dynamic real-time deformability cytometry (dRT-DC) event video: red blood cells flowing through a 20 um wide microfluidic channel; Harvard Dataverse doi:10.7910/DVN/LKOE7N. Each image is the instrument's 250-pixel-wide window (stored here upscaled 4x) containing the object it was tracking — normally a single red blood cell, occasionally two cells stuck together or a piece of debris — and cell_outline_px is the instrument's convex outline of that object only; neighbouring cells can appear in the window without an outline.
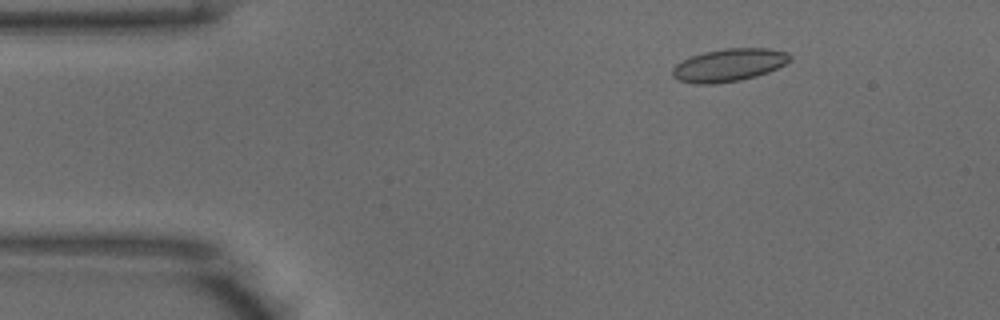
{"species": "common noctule bat (a hibernating species)", "species_latin": "Nyctalus noctula", "temperature_condition": "warm", "stored_images_in_passage": 38, "camera_frame_rate_fps": 3000, "um_per_image_px": 0.085, "animal": {"sex": "male", "body_mass_g": 18.8}, "frame": {"image": 1, "passage_image": 7, "time_ms": 2.0, "image_size_px": [1000, 320], "cell_outline_px": [[792, 60], [768, 72], [756, 76], [740, 80], [712, 84], [696, 84], [680, 80], [672, 76], [672, 68], [676, 64], [692, 56], [704, 52], [724, 48], [768, 48], [788, 52], [792, 56]], "centroid_in_image_um": [61.98, 5.52], "position_along_channel_um": 23.0, "area_um2": 22.37}}
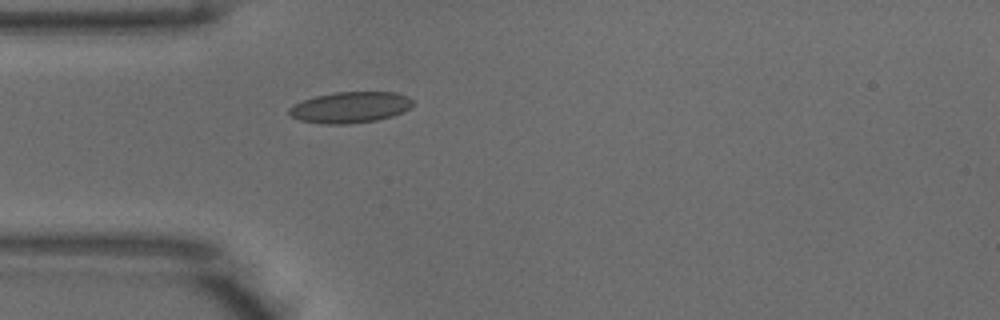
{"frame": {"image": 2, "passage_image": 14, "time_ms": 4.333, "image_size_px": [1000, 320], "cell_outline_px": [[412, 104], [404, 112], [392, 116], [376, 120], [348, 124], [324, 124], [300, 120], [292, 116], [288, 112], [288, 108], [304, 100], [316, 96], [336, 92], [396, 92], [408, 96], [412, 100]], "centroid_in_image_um": [29.79, 9.12], "position_along_channel_um": 55.2, "area_um2": 22.25}}
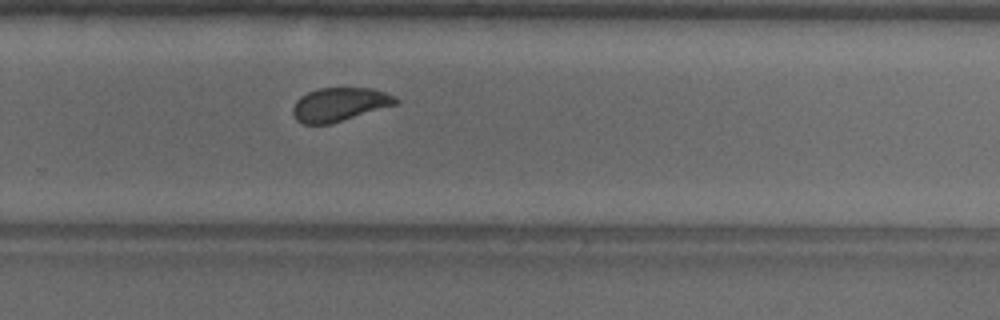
{"frame": {"image": 3, "passage_image": 33, "time_ms": 10.667, "image_size_px": [1000, 320], "cell_outline_px": [[400, 100], [396, 104], [332, 124], [300, 124], [292, 116], [292, 108], [296, 100], [300, 96], [308, 92], [320, 88], [372, 88], [396, 96]], "centroid_in_image_um": [28.83, 8.89], "position_along_channel_um": 301.0, "area_um2": 20.35}}